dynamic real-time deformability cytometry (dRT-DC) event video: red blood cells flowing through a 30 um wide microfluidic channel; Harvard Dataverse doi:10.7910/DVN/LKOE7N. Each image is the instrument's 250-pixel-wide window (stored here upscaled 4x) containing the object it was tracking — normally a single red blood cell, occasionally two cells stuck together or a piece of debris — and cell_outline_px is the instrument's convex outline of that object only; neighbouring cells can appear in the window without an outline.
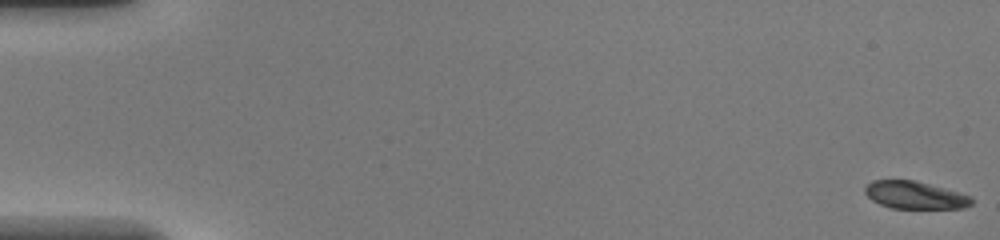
{"species": "common noctule bat (a hibernating species)", "species_latin": "Nyctalus noctula", "temperature_condition": "warm", "stored_images_in_passage": 49, "camera_frame_rate_fps": 3000, "um_per_image_px": 0.085, "animal": {"sex": "female", "body_mass_g": 20.0, "forearm_length_mm": 54.0}, "frame": {"image": 1, "passage_image": 1, "time_ms": 0.0, "image_size_px": [1000, 240], "cell_outline_px": [[972, 204], [964, 208], [892, 208], [880, 204], [872, 200], [864, 192], [864, 188], [872, 180], [912, 180], [928, 184], [972, 196]], "centroid_in_image_um": [77.75, 16.59], "position_along_channel_um": 7.2, "area_um2": 16.88}}
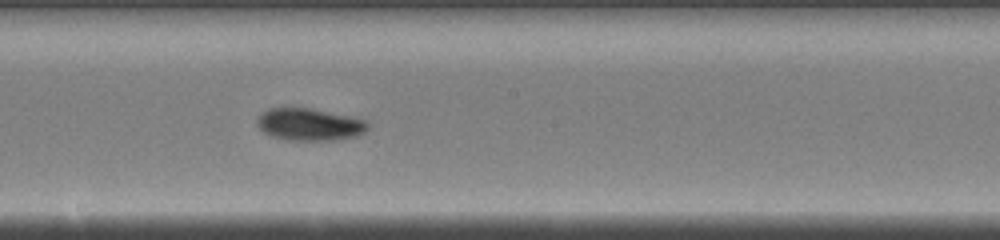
{"frame": {"image": 2, "passage_image": 28, "time_ms": 9.0, "image_size_px": [1000, 240], "cell_outline_px": [[368, 128], [364, 132], [356, 136], [332, 140], [288, 140], [272, 136], [264, 132], [256, 124], [256, 120], [260, 112], [268, 108], [308, 108], [348, 116], [364, 120], [368, 124]], "centroid_in_image_um": [26.25, 10.58], "position_along_channel_um": 222.0, "area_um2": 20.58}}
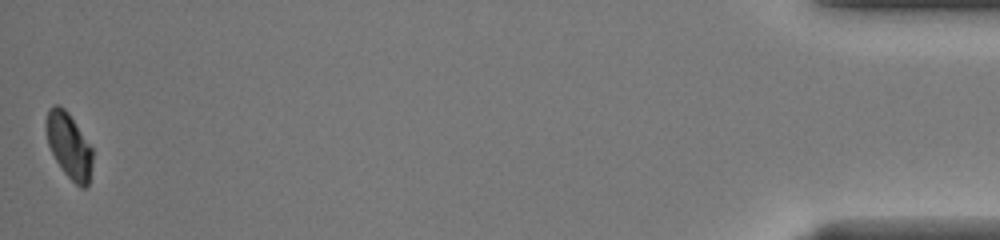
{"frame": {"image": 3, "passage_image": 49, "time_ms": 16.0, "image_size_px": [1000, 240], "cell_outline_px": [[92, 164], [88, 184], [84, 188], [80, 188], [64, 172], [56, 160], [48, 144], [44, 128], [44, 120], [48, 108], [52, 104], [56, 104], [64, 108], [68, 112], [92, 148]], "centroid_in_image_um": [5.82, 12.33], "position_along_channel_um": 429.4, "area_um2": 17.74}, "authors_computed_cell_mechanics": {"area_um2": 19.3052, "velocity_mm_per_s": 4.2638, "shape_relaxation_time_tau1_ms": 2.1266, "shape_relaxation_time_tau2_ms": null, "deformation_change_tau1": 0.1466, "deformation_change_tau2": null}}